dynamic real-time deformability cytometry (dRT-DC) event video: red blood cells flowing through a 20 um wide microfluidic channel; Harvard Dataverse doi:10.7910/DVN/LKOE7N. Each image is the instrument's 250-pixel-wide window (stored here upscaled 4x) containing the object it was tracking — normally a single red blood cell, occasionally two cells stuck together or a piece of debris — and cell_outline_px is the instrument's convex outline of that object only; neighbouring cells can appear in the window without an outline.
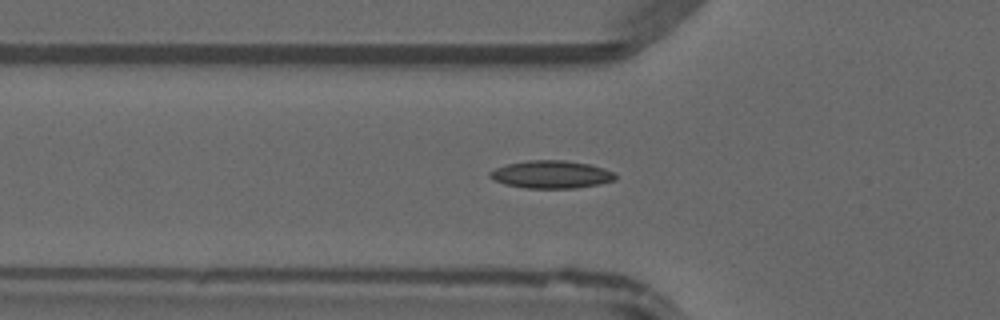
{"species": "common noctule bat (a hibernating species)", "species_latin": "Nyctalus noctula", "temperature_condition": "warm", "stored_images_in_passage": 47, "camera_frame_rate_fps": 3000, "um_per_image_px": 0.085, "animal": {"sex": "male", "forearm_length_mm": 52.5}, "frame": {"image": 1, "passage_image": 16, "time_ms": 5.0, "image_size_px": [1000, 320], "cell_outline_px": [[616, 180], [600, 184], [576, 188], [524, 188], [504, 184], [488, 176], [488, 172], [504, 164], [528, 160], [564, 160], [588, 164], [604, 168], [616, 172]], "centroid_in_image_um": [46.87, 14.83], "position_along_channel_um": 78.9, "area_um2": 20.46}}
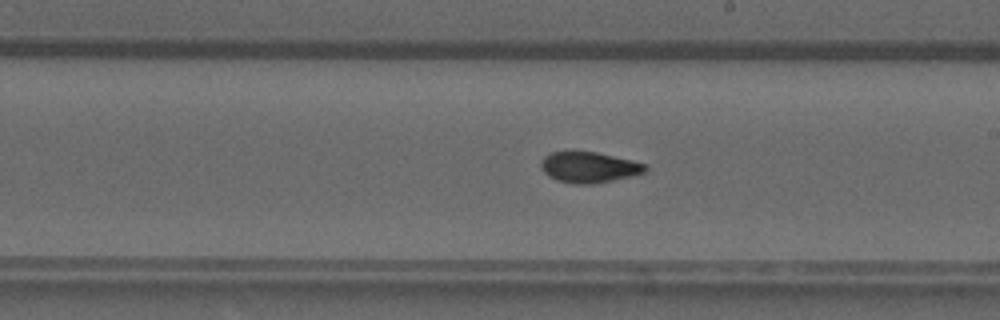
{"frame": {"image": 2, "passage_image": 27, "time_ms": 8.667, "image_size_px": [1000, 320], "cell_outline_px": [[648, 172], [632, 176], [596, 184], [572, 184], [556, 180], [548, 176], [544, 172], [540, 164], [540, 160], [544, 156], [552, 152], [596, 152], [632, 160], [644, 164], [648, 168]], "centroid_in_image_um": [50.07, 14.23], "position_along_channel_um": 238.9, "area_um2": 18.84}}
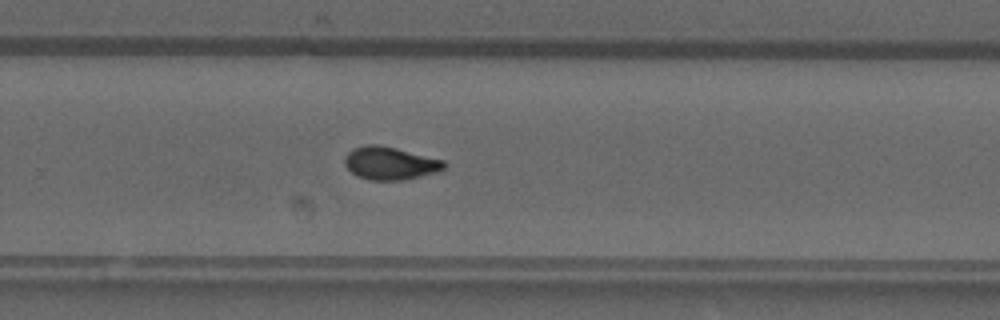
{"frame": {"image": 3, "passage_image": 31, "time_ms": 10.0, "image_size_px": [1000, 320], "cell_outline_px": [[444, 168], [436, 172], [404, 180], [368, 180], [352, 172], [344, 164], [344, 156], [352, 148], [364, 144], [380, 144], [444, 160]], "centroid_in_image_um": [33.11, 13.86], "position_along_channel_um": 296.7, "area_um2": 19.02}}